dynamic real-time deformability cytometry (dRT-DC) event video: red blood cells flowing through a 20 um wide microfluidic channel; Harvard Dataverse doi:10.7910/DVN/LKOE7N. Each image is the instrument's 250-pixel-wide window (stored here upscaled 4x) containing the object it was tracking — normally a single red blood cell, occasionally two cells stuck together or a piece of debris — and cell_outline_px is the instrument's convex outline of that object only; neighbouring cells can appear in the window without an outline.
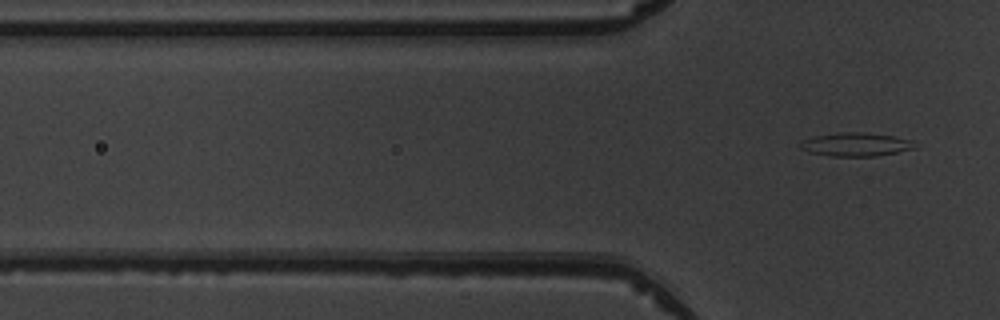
{"species": "common noctule bat (a hibernating species)", "species_latin": "Nyctalus noctula", "temperature_condition": "warm", "stored_images_in_passage": 6, "camera_frame_rate_fps": 3000, "um_per_image_px": 0.085, "animal": {"sex": "male", "body_mass_g": 19.5, "forearm_length_mm": 54.6}, "frame": {"image": 1, "passage_image": 6, "time_ms": 6.667, "image_size_px": [1000, 320], "cell_outline_px": [[916, 148], [876, 156], [832, 156], [808, 152], [800, 148], [800, 144], [804, 140], [816, 136], [840, 132], [860, 132], [892, 136], [912, 140]], "centroid_in_image_um": [72.74, 12.28], "position_along_channel_um": 53.1, "area_um2": 15.43}}